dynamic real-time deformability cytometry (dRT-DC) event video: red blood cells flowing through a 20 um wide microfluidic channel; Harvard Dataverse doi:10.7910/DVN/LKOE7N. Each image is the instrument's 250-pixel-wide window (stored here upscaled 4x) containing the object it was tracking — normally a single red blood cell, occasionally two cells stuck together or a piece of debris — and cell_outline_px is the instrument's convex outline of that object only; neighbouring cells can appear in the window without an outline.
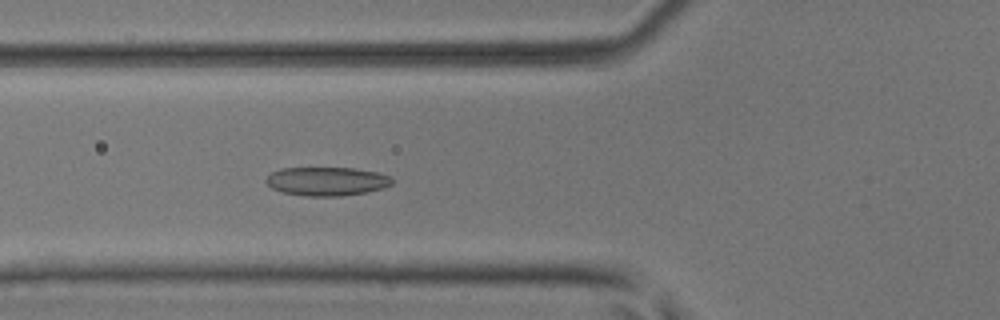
{"species": "common noctule bat (a hibernating species)", "species_latin": "Nyctalus noctula", "temperature_condition": "room temperature", "stored_images_in_passage": 6, "camera_frame_rate_fps": 3000, "um_per_image_px": 0.085, "animal": {"sex": "male", "body_mass_g": 17.9, "forearm_length_mm": 54.2}, "frame": {"image": 1, "passage_image": 6, "time_ms": 1.667, "image_size_px": [1000, 320], "cell_outline_px": [[392, 184], [384, 188], [368, 192], [340, 196], [308, 196], [280, 192], [272, 188], [264, 180], [272, 172], [280, 168], [352, 168], [376, 172], [392, 176]], "centroid_in_image_um": [27.78, 15.41], "position_along_channel_um": 98.0, "area_um2": 21.15}}